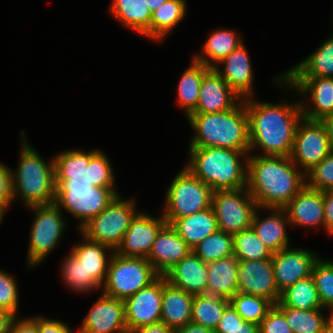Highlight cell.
I'll list each match as a JSON object with an SVG mask.
<instances>
[{"label": "cell", "mask_w": 333, "mask_h": 333, "mask_svg": "<svg viewBox=\"0 0 333 333\" xmlns=\"http://www.w3.org/2000/svg\"><path fill=\"white\" fill-rule=\"evenodd\" d=\"M244 99L248 114L251 153L262 150V156H290L295 132L303 118L300 100L270 103Z\"/></svg>", "instance_id": "1"}, {"label": "cell", "mask_w": 333, "mask_h": 333, "mask_svg": "<svg viewBox=\"0 0 333 333\" xmlns=\"http://www.w3.org/2000/svg\"><path fill=\"white\" fill-rule=\"evenodd\" d=\"M306 185V175L289 156L249 153L247 189L261 208H284Z\"/></svg>", "instance_id": "2"}, {"label": "cell", "mask_w": 333, "mask_h": 333, "mask_svg": "<svg viewBox=\"0 0 333 333\" xmlns=\"http://www.w3.org/2000/svg\"><path fill=\"white\" fill-rule=\"evenodd\" d=\"M186 168L213 191L247 187L249 151L220 147H188Z\"/></svg>", "instance_id": "3"}, {"label": "cell", "mask_w": 333, "mask_h": 333, "mask_svg": "<svg viewBox=\"0 0 333 333\" xmlns=\"http://www.w3.org/2000/svg\"><path fill=\"white\" fill-rule=\"evenodd\" d=\"M187 121L195 132L189 147H220L249 151L248 114L244 99L219 113H191Z\"/></svg>", "instance_id": "4"}, {"label": "cell", "mask_w": 333, "mask_h": 333, "mask_svg": "<svg viewBox=\"0 0 333 333\" xmlns=\"http://www.w3.org/2000/svg\"><path fill=\"white\" fill-rule=\"evenodd\" d=\"M25 133H21L18 168L11 171L13 200L20 198L26 207L53 204L56 190L54 157L49 163L44 161L27 141Z\"/></svg>", "instance_id": "5"}, {"label": "cell", "mask_w": 333, "mask_h": 333, "mask_svg": "<svg viewBox=\"0 0 333 333\" xmlns=\"http://www.w3.org/2000/svg\"><path fill=\"white\" fill-rule=\"evenodd\" d=\"M109 157L99 149L65 150L54 157L55 181L90 182L101 188H115Z\"/></svg>", "instance_id": "6"}, {"label": "cell", "mask_w": 333, "mask_h": 333, "mask_svg": "<svg viewBox=\"0 0 333 333\" xmlns=\"http://www.w3.org/2000/svg\"><path fill=\"white\" fill-rule=\"evenodd\" d=\"M54 204L74 218L79 230L102 212L118 195L116 188H101L90 182L55 181Z\"/></svg>", "instance_id": "7"}, {"label": "cell", "mask_w": 333, "mask_h": 333, "mask_svg": "<svg viewBox=\"0 0 333 333\" xmlns=\"http://www.w3.org/2000/svg\"><path fill=\"white\" fill-rule=\"evenodd\" d=\"M212 188L186 167L176 174L165 195L162 215L166 224L211 207Z\"/></svg>", "instance_id": "8"}, {"label": "cell", "mask_w": 333, "mask_h": 333, "mask_svg": "<svg viewBox=\"0 0 333 333\" xmlns=\"http://www.w3.org/2000/svg\"><path fill=\"white\" fill-rule=\"evenodd\" d=\"M159 276L146 258L125 257L114 252L101 290L108 296L125 300L150 285Z\"/></svg>", "instance_id": "9"}, {"label": "cell", "mask_w": 333, "mask_h": 333, "mask_svg": "<svg viewBox=\"0 0 333 333\" xmlns=\"http://www.w3.org/2000/svg\"><path fill=\"white\" fill-rule=\"evenodd\" d=\"M135 199H123L118 195L102 212L92 218L80 230L87 239L110 247H119L133 218L139 212Z\"/></svg>", "instance_id": "10"}, {"label": "cell", "mask_w": 333, "mask_h": 333, "mask_svg": "<svg viewBox=\"0 0 333 333\" xmlns=\"http://www.w3.org/2000/svg\"><path fill=\"white\" fill-rule=\"evenodd\" d=\"M32 211V226L27 251V266L32 269L39 265L54 249L59 246L66 220L63 212L53 203L27 207Z\"/></svg>", "instance_id": "11"}, {"label": "cell", "mask_w": 333, "mask_h": 333, "mask_svg": "<svg viewBox=\"0 0 333 333\" xmlns=\"http://www.w3.org/2000/svg\"><path fill=\"white\" fill-rule=\"evenodd\" d=\"M211 206L218 229L232 235L251 228L254 213L258 208L247 187L213 191Z\"/></svg>", "instance_id": "12"}, {"label": "cell", "mask_w": 333, "mask_h": 333, "mask_svg": "<svg viewBox=\"0 0 333 333\" xmlns=\"http://www.w3.org/2000/svg\"><path fill=\"white\" fill-rule=\"evenodd\" d=\"M275 78L272 81L279 86L278 88L283 86L286 89L287 87L288 90H295L298 93V97L300 95L299 100L303 118L321 121L327 115L333 113V78L282 77L281 73ZM308 95L310 96L307 97ZM307 98H310L312 106L309 102L307 103Z\"/></svg>", "instance_id": "13"}, {"label": "cell", "mask_w": 333, "mask_h": 333, "mask_svg": "<svg viewBox=\"0 0 333 333\" xmlns=\"http://www.w3.org/2000/svg\"><path fill=\"white\" fill-rule=\"evenodd\" d=\"M333 151L326 127L321 121L302 118L290 154L292 162L306 175Z\"/></svg>", "instance_id": "14"}, {"label": "cell", "mask_w": 333, "mask_h": 333, "mask_svg": "<svg viewBox=\"0 0 333 333\" xmlns=\"http://www.w3.org/2000/svg\"><path fill=\"white\" fill-rule=\"evenodd\" d=\"M166 282L165 276H159L150 285L124 300L128 332L161 321L162 292Z\"/></svg>", "instance_id": "15"}, {"label": "cell", "mask_w": 333, "mask_h": 333, "mask_svg": "<svg viewBox=\"0 0 333 333\" xmlns=\"http://www.w3.org/2000/svg\"><path fill=\"white\" fill-rule=\"evenodd\" d=\"M84 317L78 333H128L124 300L101 292Z\"/></svg>", "instance_id": "16"}, {"label": "cell", "mask_w": 333, "mask_h": 333, "mask_svg": "<svg viewBox=\"0 0 333 333\" xmlns=\"http://www.w3.org/2000/svg\"><path fill=\"white\" fill-rule=\"evenodd\" d=\"M320 256L303 248L286 247L272 255L276 286L283 292L297 281L311 276L312 268Z\"/></svg>", "instance_id": "17"}, {"label": "cell", "mask_w": 333, "mask_h": 333, "mask_svg": "<svg viewBox=\"0 0 333 333\" xmlns=\"http://www.w3.org/2000/svg\"><path fill=\"white\" fill-rule=\"evenodd\" d=\"M165 224L166 220L162 214L154 217L143 211L138 212L115 253L125 257L147 258L157 233Z\"/></svg>", "instance_id": "18"}, {"label": "cell", "mask_w": 333, "mask_h": 333, "mask_svg": "<svg viewBox=\"0 0 333 333\" xmlns=\"http://www.w3.org/2000/svg\"><path fill=\"white\" fill-rule=\"evenodd\" d=\"M238 292L267 298L277 304L281 293L274 278L271 259L239 261Z\"/></svg>", "instance_id": "19"}, {"label": "cell", "mask_w": 333, "mask_h": 333, "mask_svg": "<svg viewBox=\"0 0 333 333\" xmlns=\"http://www.w3.org/2000/svg\"><path fill=\"white\" fill-rule=\"evenodd\" d=\"M242 98L227 84L221 75L210 68L203 76L199 100L192 113H219L234 108Z\"/></svg>", "instance_id": "20"}, {"label": "cell", "mask_w": 333, "mask_h": 333, "mask_svg": "<svg viewBox=\"0 0 333 333\" xmlns=\"http://www.w3.org/2000/svg\"><path fill=\"white\" fill-rule=\"evenodd\" d=\"M244 44L234 49L215 67V70L242 99L255 95L253 67ZM221 65L223 69H220Z\"/></svg>", "instance_id": "21"}, {"label": "cell", "mask_w": 333, "mask_h": 333, "mask_svg": "<svg viewBox=\"0 0 333 333\" xmlns=\"http://www.w3.org/2000/svg\"><path fill=\"white\" fill-rule=\"evenodd\" d=\"M191 251L176 230L170 224H165L157 233L146 259L160 276H164Z\"/></svg>", "instance_id": "22"}, {"label": "cell", "mask_w": 333, "mask_h": 333, "mask_svg": "<svg viewBox=\"0 0 333 333\" xmlns=\"http://www.w3.org/2000/svg\"><path fill=\"white\" fill-rule=\"evenodd\" d=\"M291 226L324 230V198L322 191L305 185L284 207Z\"/></svg>", "instance_id": "23"}, {"label": "cell", "mask_w": 333, "mask_h": 333, "mask_svg": "<svg viewBox=\"0 0 333 333\" xmlns=\"http://www.w3.org/2000/svg\"><path fill=\"white\" fill-rule=\"evenodd\" d=\"M264 208L258 207L254 213L251 228L256 235L263 241L265 246L274 254L286 247H289V237L287 225H290L288 216L284 208H265L270 210L264 219L259 212Z\"/></svg>", "instance_id": "24"}, {"label": "cell", "mask_w": 333, "mask_h": 333, "mask_svg": "<svg viewBox=\"0 0 333 333\" xmlns=\"http://www.w3.org/2000/svg\"><path fill=\"white\" fill-rule=\"evenodd\" d=\"M164 276L170 284L184 290L186 293L191 295L206 293L207 263L193 251L171 268Z\"/></svg>", "instance_id": "25"}, {"label": "cell", "mask_w": 333, "mask_h": 333, "mask_svg": "<svg viewBox=\"0 0 333 333\" xmlns=\"http://www.w3.org/2000/svg\"><path fill=\"white\" fill-rule=\"evenodd\" d=\"M238 265L234 254L207 263L206 293L230 300L238 292Z\"/></svg>", "instance_id": "26"}, {"label": "cell", "mask_w": 333, "mask_h": 333, "mask_svg": "<svg viewBox=\"0 0 333 333\" xmlns=\"http://www.w3.org/2000/svg\"><path fill=\"white\" fill-rule=\"evenodd\" d=\"M81 236L82 241L74 245L71 252L82 261L86 269V278H92L102 288L107 278L109 261L114 251L108 246L87 239L82 234Z\"/></svg>", "instance_id": "27"}, {"label": "cell", "mask_w": 333, "mask_h": 333, "mask_svg": "<svg viewBox=\"0 0 333 333\" xmlns=\"http://www.w3.org/2000/svg\"><path fill=\"white\" fill-rule=\"evenodd\" d=\"M194 295L186 293L168 281L163 286L161 321L172 330L191 322Z\"/></svg>", "instance_id": "28"}, {"label": "cell", "mask_w": 333, "mask_h": 333, "mask_svg": "<svg viewBox=\"0 0 333 333\" xmlns=\"http://www.w3.org/2000/svg\"><path fill=\"white\" fill-rule=\"evenodd\" d=\"M237 34L232 29H215L204 42L202 52L195 53L193 59L210 68H215L220 61L244 43L242 35Z\"/></svg>", "instance_id": "29"}, {"label": "cell", "mask_w": 333, "mask_h": 333, "mask_svg": "<svg viewBox=\"0 0 333 333\" xmlns=\"http://www.w3.org/2000/svg\"><path fill=\"white\" fill-rule=\"evenodd\" d=\"M145 0H111L110 14L128 30L150 39L152 12Z\"/></svg>", "instance_id": "30"}, {"label": "cell", "mask_w": 333, "mask_h": 333, "mask_svg": "<svg viewBox=\"0 0 333 333\" xmlns=\"http://www.w3.org/2000/svg\"><path fill=\"white\" fill-rule=\"evenodd\" d=\"M171 226L191 249L219 230L212 206L190 216L178 218Z\"/></svg>", "instance_id": "31"}, {"label": "cell", "mask_w": 333, "mask_h": 333, "mask_svg": "<svg viewBox=\"0 0 333 333\" xmlns=\"http://www.w3.org/2000/svg\"><path fill=\"white\" fill-rule=\"evenodd\" d=\"M282 77L333 78V34L325 39L306 59L284 72Z\"/></svg>", "instance_id": "32"}, {"label": "cell", "mask_w": 333, "mask_h": 333, "mask_svg": "<svg viewBox=\"0 0 333 333\" xmlns=\"http://www.w3.org/2000/svg\"><path fill=\"white\" fill-rule=\"evenodd\" d=\"M210 67L192 58V63L181 74L177 85L178 105L185 117H188L197 107L199 90L204 74Z\"/></svg>", "instance_id": "33"}, {"label": "cell", "mask_w": 333, "mask_h": 333, "mask_svg": "<svg viewBox=\"0 0 333 333\" xmlns=\"http://www.w3.org/2000/svg\"><path fill=\"white\" fill-rule=\"evenodd\" d=\"M186 0H167L152 12L150 22V40L164 42L174 27L187 15Z\"/></svg>", "instance_id": "34"}, {"label": "cell", "mask_w": 333, "mask_h": 333, "mask_svg": "<svg viewBox=\"0 0 333 333\" xmlns=\"http://www.w3.org/2000/svg\"><path fill=\"white\" fill-rule=\"evenodd\" d=\"M275 305L302 310L324 309L312 275L297 281L281 292L279 302Z\"/></svg>", "instance_id": "35"}, {"label": "cell", "mask_w": 333, "mask_h": 333, "mask_svg": "<svg viewBox=\"0 0 333 333\" xmlns=\"http://www.w3.org/2000/svg\"><path fill=\"white\" fill-rule=\"evenodd\" d=\"M230 300L211 294L194 295L191 322L215 330Z\"/></svg>", "instance_id": "36"}, {"label": "cell", "mask_w": 333, "mask_h": 333, "mask_svg": "<svg viewBox=\"0 0 333 333\" xmlns=\"http://www.w3.org/2000/svg\"><path fill=\"white\" fill-rule=\"evenodd\" d=\"M284 314L292 333H322L326 322L333 315L326 317L324 309L302 310L290 306H277Z\"/></svg>", "instance_id": "37"}, {"label": "cell", "mask_w": 333, "mask_h": 333, "mask_svg": "<svg viewBox=\"0 0 333 333\" xmlns=\"http://www.w3.org/2000/svg\"><path fill=\"white\" fill-rule=\"evenodd\" d=\"M63 259L61 265V279L64 284L75 293H89L101 288L92 278H86V269L72 252Z\"/></svg>", "instance_id": "38"}, {"label": "cell", "mask_w": 333, "mask_h": 333, "mask_svg": "<svg viewBox=\"0 0 333 333\" xmlns=\"http://www.w3.org/2000/svg\"><path fill=\"white\" fill-rule=\"evenodd\" d=\"M233 254L239 261L272 259L273 253L252 228L233 234Z\"/></svg>", "instance_id": "39"}, {"label": "cell", "mask_w": 333, "mask_h": 333, "mask_svg": "<svg viewBox=\"0 0 333 333\" xmlns=\"http://www.w3.org/2000/svg\"><path fill=\"white\" fill-rule=\"evenodd\" d=\"M230 304L246 322L260 324L266 317L274 303L267 298L237 292Z\"/></svg>", "instance_id": "40"}, {"label": "cell", "mask_w": 333, "mask_h": 333, "mask_svg": "<svg viewBox=\"0 0 333 333\" xmlns=\"http://www.w3.org/2000/svg\"><path fill=\"white\" fill-rule=\"evenodd\" d=\"M192 251L205 263L231 256L233 255V236L218 230L204 238Z\"/></svg>", "instance_id": "41"}, {"label": "cell", "mask_w": 333, "mask_h": 333, "mask_svg": "<svg viewBox=\"0 0 333 333\" xmlns=\"http://www.w3.org/2000/svg\"><path fill=\"white\" fill-rule=\"evenodd\" d=\"M311 275L323 308L333 314V260L320 256L313 265Z\"/></svg>", "instance_id": "42"}, {"label": "cell", "mask_w": 333, "mask_h": 333, "mask_svg": "<svg viewBox=\"0 0 333 333\" xmlns=\"http://www.w3.org/2000/svg\"><path fill=\"white\" fill-rule=\"evenodd\" d=\"M306 185L319 191L333 189V151L306 174Z\"/></svg>", "instance_id": "43"}, {"label": "cell", "mask_w": 333, "mask_h": 333, "mask_svg": "<svg viewBox=\"0 0 333 333\" xmlns=\"http://www.w3.org/2000/svg\"><path fill=\"white\" fill-rule=\"evenodd\" d=\"M14 275L0 270V309L18 316L19 291Z\"/></svg>", "instance_id": "44"}, {"label": "cell", "mask_w": 333, "mask_h": 333, "mask_svg": "<svg viewBox=\"0 0 333 333\" xmlns=\"http://www.w3.org/2000/svg\"><path fill=\"white\" fill-rule=\"evenodd\" d=\"M259 333H292L283 312L274 304L259 324Z\"/></svg>", "instance_id": "45"}, {"label": "cell", "mask_w": 333, "mask_h": 333, "mask_svg": "<svg viewBox=\"0 0 333 333\" xmlns=\"http://www.w3.org/2000/svg\"><path fill=\"white\" fill-rule=\"evenodd\" d=\"M11 171L4 163H0V210L4 214L13 202Z\"/></svg>", "instance_id": "46"}, {"label": "cell", "mask_w": 333, "mask_h": 333, "mask_svg": "<svg viewBox=\"0 0 333 333\" xmlns=\"http://www.w3.org/2000/svg\"><path fill=\"white\" fill-rule=\"evenodd\" d=\"M37 332L38 333H73L72 329L65 322L57 319L37 316Z\"/></svg>", "instance_id": "47"}, {"label": "cell", "mask_w": 333, "mask_h": 333, "mask_svg": "<svg viewBox=\"0 0 333 333\" xmlns=\"http://www.w3.org/2000/svg\"><path fill=\"white\" fill-rule=\"evenodd\" d=\"M9 333H38L37 317L20 318L16 316L12 321Z\"/></svg>", "instance_id": "48"}, {"label": "cell", "mask_w": 333, "mask_h": 333, "mask_svg": "<svg viewBox=\"0 0 333 333\" xmlns=\"http://www.w3.org/2000/svg\"><path fill=\"white\" fill-rule=\"evenodd\" d=\"M324 198V230L333 235V189L322 191Z\"/></svg>", "instance_id": "49"}, {"label": "cell", "mask_w": 333, "mask_h": 333, "mask_svg": "<svg viewBox=\"0 0 333 333\" xmlns=\"http://www.w3.org/2000/svg\"><path fill=\"white\" fill-rule=\"evenodd\" d=\"M244 320L236 312V310L229 304L223 312L222 318L219 320L216 329H233L241 325Z\"/></svg>", "instance_id": "50"}, {"label": "cell", "mask_w": 333, "mask_h": 333, "mask_svg": "<svg viewBox=\"0 0 333 333\" xmlns=\"http://www.w3.org/2000/svg\"><path fill=\"white\" fill-rule=\"evenodd\" d=\"M169 326H167L162 321L157 323H152L149 325H144L130 330L128 333H173Z\"/></svg>", "instance_id": "51"}, {"label": "cell", "mask_w": 333, "mask_h": 333, "mask_svg": "<svg viewBox=\"0 0 333 333\" xmlns=\"http://www.w3.org/2000/svg\"><path fill=\"white\" fill-rule=\"evenodd\" d=\"M215 333H259V325L244 321L241 325L233 329H215Z\"/></svg>", "instance_id": "52"}, {"label": "cell", "mask_w": 333, "mask_h": 333, "mask_svg": "<svg viewBox=\"0 0 333 333\" xmlns=\"http://www.w3.org/2000/svg\"><path fill=\"white\" fill-rule=\"evenodd\" d=\"M173 333H215V332L211 328L190 322L183 327L175 329Z\"/></svg>", "instance_id": "53"}, {"label": "cell", "mask_w": 333, "mask_h": 333, "mask_svg": "<svg viewBox=\"0 0 333 333\" xmlns=\"http://www.w3.org/2000/svg\"><path fill=\"white\" fill-rule=\"evenodd\" d=\"M15 317L11 312L0 309V333H9L10 326Z\"/></svg>", "instance_id": "54"}, {"label": "cell", "mask_w": 333, "mask_h": 333, "mask_svg": "<svg viewBox=\"0 0 333 333\" xmlns=\"http://www.w3.org/2000/svg\"><path fill=\"white\" fill-rule=\"evenodd\" d=\"M321 122L326 127L327 133L330 137V141L333 147V113L327 115L324 119L321 120Z\"/></svg>", "instance_id": "55"}, {"label": "cell", "mask_w": 333, "mask_h": 333, "mask_svg": "<svg viewBox=\"0 0 333 333\" xmlns=\"http://www.w3.org/2000/svg\"><path fill=\"white\" fill-rule=\"evenodd\" d=\"M146 5L149 7L151 12H154L156 9L160 8L167 0H145Z\"/></svg>", "instance_id": "56"}, {"label": "cell", "mask_w": 333, "mask_h": 333, "mask_svg": "<svg viewBox=\"0 0 333 333\" xmlns=\"http://www.w3.org/2000/svg\"><path fill=\"white\" fill-rule=\"evenodd\" d=\"M322 333H333V315L326 322Z\"/></svg>", "instance_id": "57"}, {"label": "cell", "mask_w": 333, "mask_h": 333, "mask_svg": "<svg viewBox=\"0 0 333 333\" xmlns=\"http://www.w3.org/2000/svg\"><path fill=\"white\" fill-rule=\"evenodd\" d=\"M5 216V214L0 210V223L3 220V217Z\"/></svg>", "instance_id": "58"}]
</instances>
